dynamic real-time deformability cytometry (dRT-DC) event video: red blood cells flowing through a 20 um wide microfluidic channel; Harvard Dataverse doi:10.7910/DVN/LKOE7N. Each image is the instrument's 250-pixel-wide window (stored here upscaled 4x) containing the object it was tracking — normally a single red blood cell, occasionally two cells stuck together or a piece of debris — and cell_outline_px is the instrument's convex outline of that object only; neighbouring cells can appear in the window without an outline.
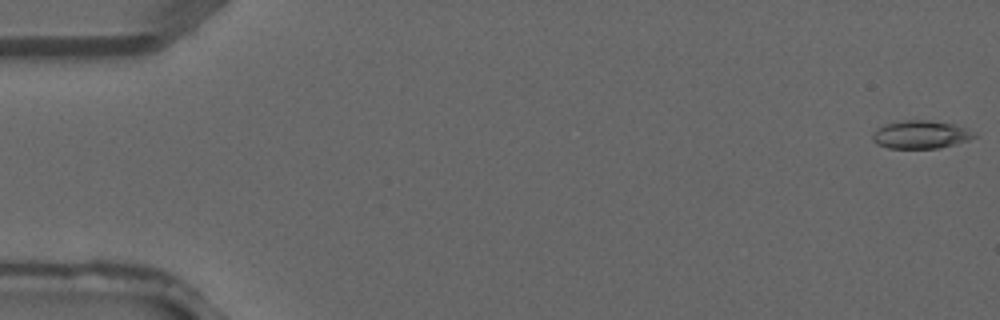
{"species": "common noctule bat (a hibernating species)", "species_latin": "Nyctalus noctula", "temperature_condition": "warm", "stored_images_in_passage": 5, "segment_of_instrument_passage": [1, 2], "camera_frame_rate_fps": 3000, "um_per_image_px": 0.085, "animal": {"sex": "male", "forearm_length_mm": 52.5}, "frame": {"image": 1, "passage_image": 1, "time_ms": 0.0, "image_size_px": [1000, 320], "cell_outline_px": [[976, 136], [968, 140], [956, 144], [940, 148], [888, 148], [876, 144], [872, 140], [872, 136], [884, 124], [900, 120], [928, 120], [952, 124], [968, 128], [976, 132]], "centroid_in_image_um": [78.29, 11.44], "position_along_channel_um": 6.7, "area_um2": 16.65}}
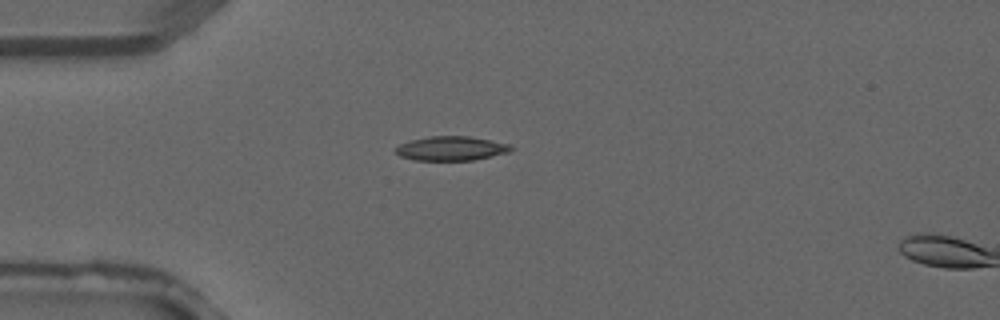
{"frame": {"image": 2, "passage_image": 4, "time_ms": 1.0, "image_size_px": [1000, 320], "cell_outline_px": [[512, 148], [508, 152], [492, 156], [472, 160], [412, 160], [400, 156], [396, 152], [396, 148], [400, 144], [412, 140], [428, 136], [468, 136], [508, 144]], "centroid_in_image_um": [38.31, 12.62], "position_along_channel_um": 46.7, "area_um2": 16.01}}